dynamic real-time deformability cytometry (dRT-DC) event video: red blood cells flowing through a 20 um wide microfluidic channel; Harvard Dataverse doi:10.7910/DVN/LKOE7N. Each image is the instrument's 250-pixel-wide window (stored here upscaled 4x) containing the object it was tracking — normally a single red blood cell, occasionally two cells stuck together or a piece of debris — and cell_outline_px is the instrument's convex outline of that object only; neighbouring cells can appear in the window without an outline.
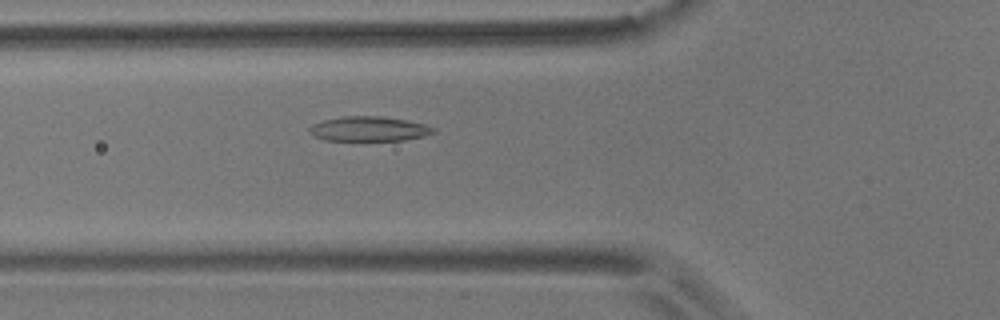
{"species": "common noctule bat (a hibernating species)", "species_latin": "Nyctalus noctula", "temperature_condition": "room temperature", "stored_images_in_passage": 3, "camera_frame_rate_fps": 3000, "um_per_image_px": 0.085, "animal": {"sex": "male", "body_mass_g": 17.9}, "frame": {"image": 1, "passage_image": 3, "time_ms": 3.333, "image_size_px": [1000, 320], "cell_outline_px": [[436, 132], [424, 136], [404, 140], [324, 140], [308, 132], [308, 128], [312, 124], [324, 120], [344, 116], [380, 116], [404, 120], [424, 124], [436, 128]], "centroid_in_image_um": [31.36, 10.95], "position_along_channel_um": 94.4, "area_um2": 17.74}}